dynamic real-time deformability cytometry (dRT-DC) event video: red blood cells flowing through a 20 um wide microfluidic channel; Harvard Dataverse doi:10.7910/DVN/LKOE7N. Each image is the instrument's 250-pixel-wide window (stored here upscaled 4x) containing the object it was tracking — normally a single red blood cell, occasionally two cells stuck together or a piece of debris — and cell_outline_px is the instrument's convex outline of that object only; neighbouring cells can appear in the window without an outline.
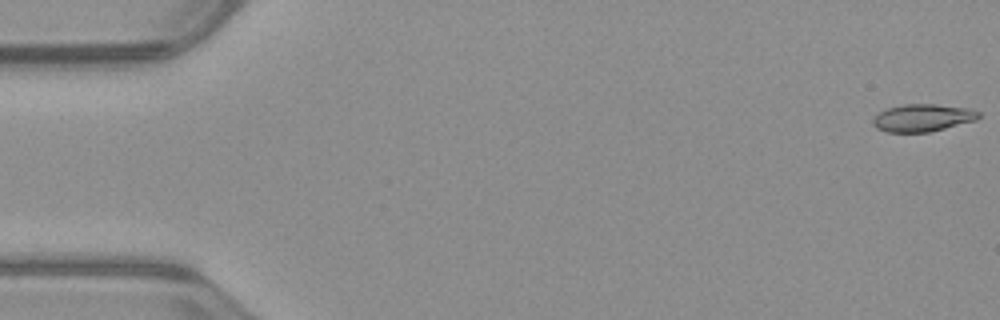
{"species": "common noctule bat (a hibernating species)", "species_latin": "Nyctalus noctula", "temperature_condition": "warm", "stored_images_in_passage": 52, "camera_frame_rate_fps": 3000, "um_per_image_px": 0.085, "animal": {"sex": "male", "body_mass_g": 23.1, "forearm_length_mm": 52.7}, "frame": {"image": 1, "passage_image": 1, "time_ms": 0.0, "image_size_px": [1000, 320], "cell_outline_px": [[980, 116], [976, 120], [928, 132], [888, 132], [876, 128], [872, 124], [872, 120], [880, 112], [888, 108], [904, 104], [936, 104], [972, 108], [980, 112]], "centroid_in_image_um": [78.44, 10.0], "position_along_channel_um": 6.6, "area_um2": 16.88}}
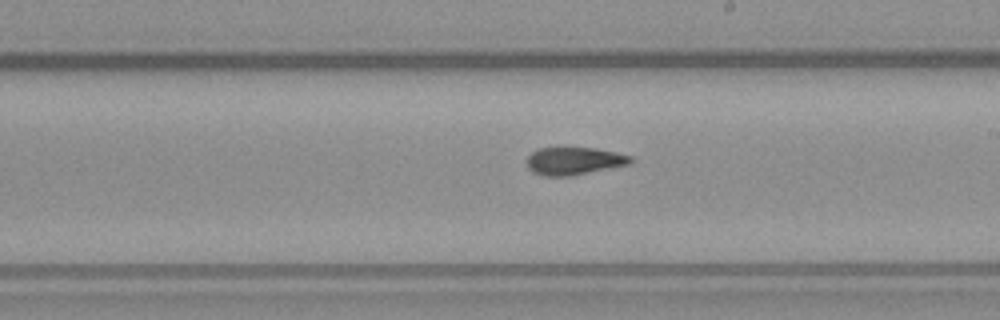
{"frame": {"image": 2, "passage_image": 30, "time_ms": 9.667, "image_size_px": [1000, 320], "cell_outline_px": [[636, 160], [632, 164], [572, 176], [544, 176], [532, 172], [528, 168], [524, 160], [532, 152], [540, 148], [564, 144], [596, 148], [616, 152], [632, 156]], "centroid_in_image_um": [48.8, 13.64], "position_along_channel_um": 240.2, "area_um2": 17.92}}
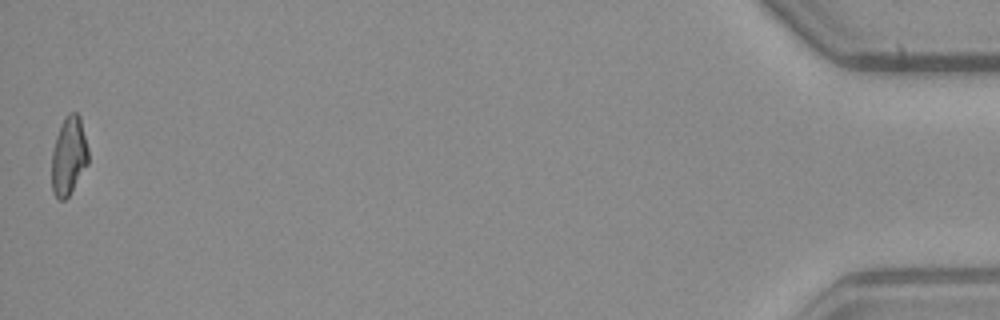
{"frame": {"image": 3, "passage_image": 52, "time_ms": 17.0, "image_size_px": [1000, 320], "cell_outline_px": [[88, 164], [68, 196], [64, 200], [60, 200], [52, 192], [52, 152], [56, 136], [64, 116], [68, 112], [76, 112], [80, 116], [88, 148]], "centroid_in_image_um": [5.84, 13.22], "position_along_channel_um": 429.4, "area_um2": 16.7}, "authors_computed_cell_mechanics": {"area_um2": 17.1088, "velocity_mm_per_s": 3.987, "shape_relaxation_time_tau1_ms": 7.0809, "shape_relaxation_time_tau2_ms": 3.0775, "deformation_change_tau1": 0.2073, "deformation_change_tau2": 0.1011}}